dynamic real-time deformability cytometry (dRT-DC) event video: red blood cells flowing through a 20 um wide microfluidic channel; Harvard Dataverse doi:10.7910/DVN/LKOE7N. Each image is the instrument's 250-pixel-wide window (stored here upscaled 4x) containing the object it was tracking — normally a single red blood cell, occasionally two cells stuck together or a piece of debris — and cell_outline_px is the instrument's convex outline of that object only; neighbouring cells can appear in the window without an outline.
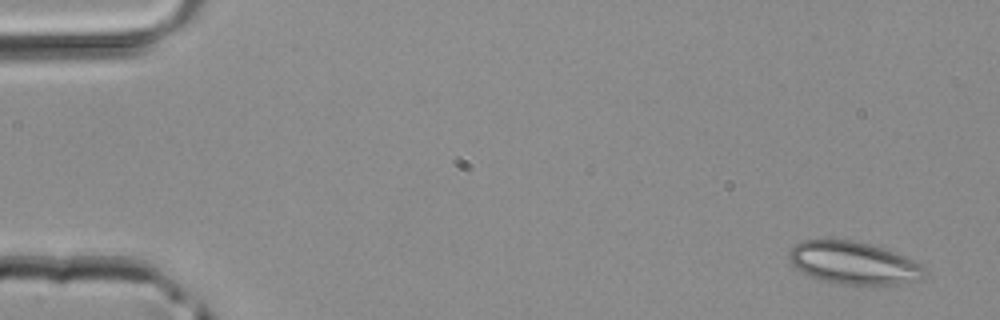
{"species": "common noctule bat (a hibernating species)", "species_latin": "Nyctalus noctula", "temperature_condition": "room temperature", "stored_images_in_passage": 5, "camera_frame_rate_fps": 3000, "um_per_image_px": 0.085, "animal": {"sex": "male", "body_mass_g": 20.4}, "frame": {"image": 1, "passage_image": 1, "time_ms": 0.0, "image_size_px": [1000, 320], "cell_outline_px": [[928, 272], [920, 280], [900, 284], [828, 284], [804, 272], [792, 264], [788, 256], [788, 252], [800, 240], [852, 240], [868, 244], [904, 256], [924, 264]], "centroid_in_image_um": [72.59, 22.37], "position_along_channel_um": 12.4, "area_um2": 33.58}}
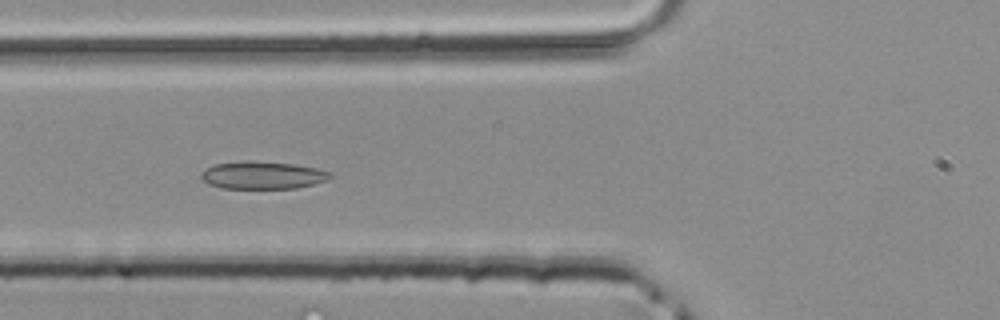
{"frame": {"image": 2, "passage_image": 5, "time_ms": 1.333, "image_size_px": [1000, 320], "cell_outline_px": [[332, 176], [328, 180], [296, 188], [224, 188], [208, 184], [200, 176], [208, 168], [216, 164], [244, 160], [292, 164], [316, 168], [332, 172]], "centroid_in_image_um": [22.35, 14.89], "position_along_channel_um": 103.4, "area_um2": 20.46}}